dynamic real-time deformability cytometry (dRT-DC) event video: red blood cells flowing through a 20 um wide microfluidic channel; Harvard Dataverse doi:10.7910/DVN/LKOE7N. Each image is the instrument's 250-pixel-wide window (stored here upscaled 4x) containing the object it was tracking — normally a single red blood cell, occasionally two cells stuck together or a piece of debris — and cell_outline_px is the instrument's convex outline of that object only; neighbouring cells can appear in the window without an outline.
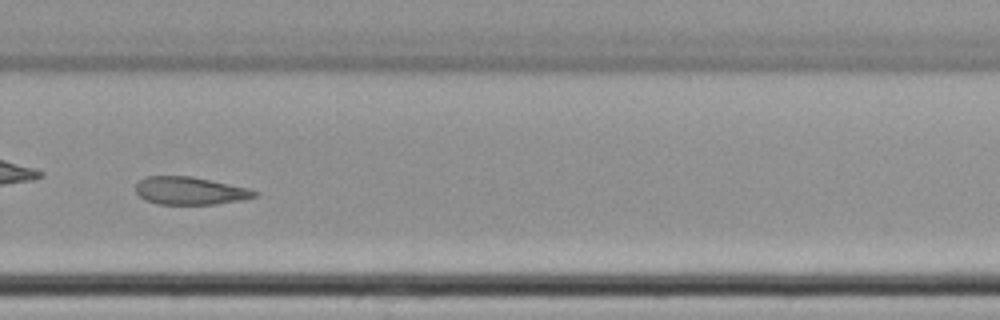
{"species": "common noctule bat (a hibernating species)", "species_latin": "Nyctalus noctula", "temperature_condition": "cold", "stored_images_in_passage": 65, "camera_frame_rate_fps": 3000, "um_per_image_px": 0.085, "animal": {"sex": "female", "body_mass_g": 22.7, "forearm_length_mm": 54.2}, "frame": {"image": 1, "passage_image": 47, "time_ms": 15.333, "image_size_px": [1000, 320], "cell_outline_px": [[260, 192], [256, 196], [240, 200], [216, 204], [156, 204], [144, 200], [136, 192], [136, 184], [144, 176], [192, 176], [248, 188]], "centroid_in_image_um": [16.13, 16.21], "position_along_channel_um": 313.7, "area_um2": 19.25}}